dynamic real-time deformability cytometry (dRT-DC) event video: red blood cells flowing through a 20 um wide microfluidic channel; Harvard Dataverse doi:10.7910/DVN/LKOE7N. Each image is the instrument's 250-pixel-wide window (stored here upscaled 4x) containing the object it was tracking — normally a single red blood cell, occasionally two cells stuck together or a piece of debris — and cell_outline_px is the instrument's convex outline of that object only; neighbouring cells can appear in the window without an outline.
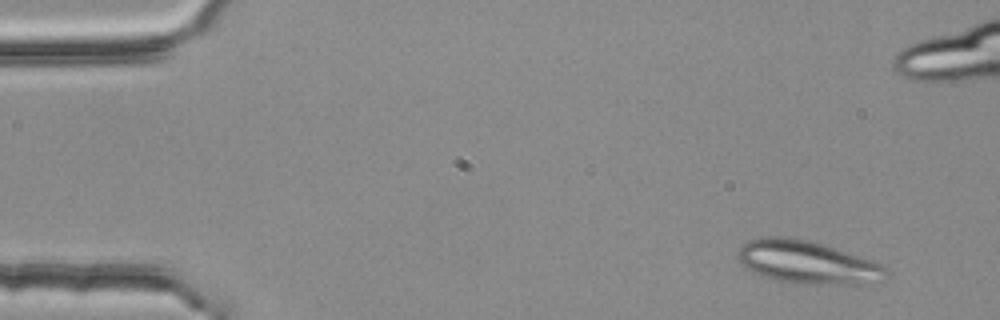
{"species": "common noctule bat (a hibernating species)", "species_latin": "Nyctalus noctula", "temperature_condition": "room temperature", "stored_images_in_passage": 4, "camera_frame_rate_fps": 3000, "um_per_image_px": 0.085, "animal": {"sex": "female", "body_mass_g": 25.1}, "frame": {"image": 1, "passage_image": 1, "time_ms": 0.0, "image_size_px": [1000, 320], "cell_outline_px": [[888, 276], [884, 280], [812, 284], [804, 284], [776, 280], [760, 276], [748, 268], [740, 260], [740, 248], [748, 240], [760, 236], [776, 236], [804, 240], [820, 244], [872, 260], [884, 264], [888, 268]], "centroid_in_image_um": [68.61, 22.28], "position_along_channel_um": 16.4, "area_um2": 35.95}}